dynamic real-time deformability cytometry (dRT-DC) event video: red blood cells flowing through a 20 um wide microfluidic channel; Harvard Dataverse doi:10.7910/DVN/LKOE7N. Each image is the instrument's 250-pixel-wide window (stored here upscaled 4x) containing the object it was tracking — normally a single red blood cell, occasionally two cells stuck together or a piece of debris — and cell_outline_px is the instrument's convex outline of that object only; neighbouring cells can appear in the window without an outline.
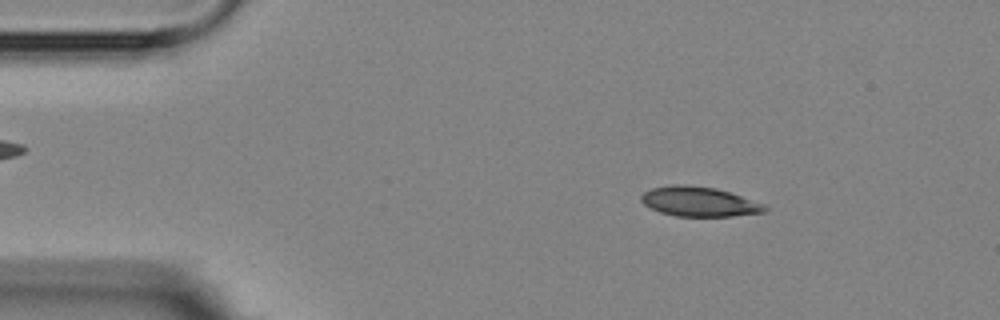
{"species": "Egyptian fruit bat (a non-hibernating species)", "species_latin": "Rousettus aegyptiacus", "temperature_condition": "room temperature", "stored_images_in_passage": 5, "camera_frame_rate_fps": 3000, "um_per_image_px": 0.085, "animal": {"sex": "female"}, "frame": {"image": 1, "passage_image": 3, "time_ms": 2.333, "image_size_px": [1000, 320], "cell_outline_px": [[768, 212], [732, 216], [676, 216], [660, 212], [644, 204], [640, 200], [640, 196], [644, 192], [652, 188], [672, 184], [684, 184], [716, 188], [764, 204], [768, 208]], "centroid_in_image_um": [59.42, 17.14], "position_along_channel_um": 25.6, "area_um2": 21.33}}